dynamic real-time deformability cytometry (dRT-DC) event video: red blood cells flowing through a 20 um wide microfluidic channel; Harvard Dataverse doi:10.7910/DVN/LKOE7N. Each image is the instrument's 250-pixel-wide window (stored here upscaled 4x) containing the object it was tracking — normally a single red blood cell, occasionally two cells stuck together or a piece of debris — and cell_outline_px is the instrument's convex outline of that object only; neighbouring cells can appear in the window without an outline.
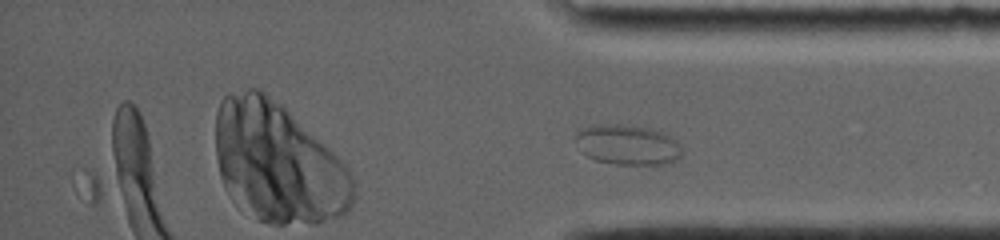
{"species": "common noctule bat (a hibernating species)", "species_latin": "Nyctalus noctula", "temperature_condition": "room temperature", "stored_images_in_passage": 37, "camera_frame_rate_fps": 4000, "um_per_image_px": 0.085, "animal": {"sex": "female", "body_mass_g": 19.0, "forearm_length_mm": 56.7}, "frame": {"image": 1, "passage_image": 37, "time_ms": 11.25, "image_size_px": [1000, 240], "cell_outline_px": [[680, 156], [676, 160], [664, 164], [616, 164], [596, 160], [580, 152], [576, 140], [576, 132], [592, 124], [620, 124], [652, 128], [676, 140], [680, 144]], "centroid_in_image_um": [53.3, 12.29], "position_along_channel_um": 381.9, "area_um2": 24.8}}